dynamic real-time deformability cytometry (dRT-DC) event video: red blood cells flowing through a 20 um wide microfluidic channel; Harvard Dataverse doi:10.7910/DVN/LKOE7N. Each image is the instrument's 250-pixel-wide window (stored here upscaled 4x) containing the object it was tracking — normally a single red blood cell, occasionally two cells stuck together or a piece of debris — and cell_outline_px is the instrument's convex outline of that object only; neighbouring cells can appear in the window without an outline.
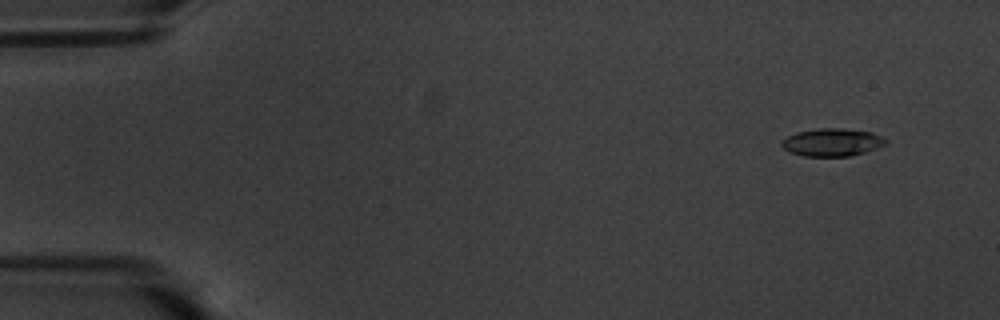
{"species": "common noctule bat (a hibernating species)", "species_latin": "Nyctalus noctula", "temperature_condition": "warm", "stored_images_in_passage": 54, "camera_frame_rate_fps": 3000, "um_per_image_px": 0.085, "animal": {"sex": "male", "body_mass_g": 20.1, "forearm_length_mm": 53.5}, "frame": {"image": 1, "passage_image": 1, "time_ms": 0.0, "image_size_px": [1000, 320], "cell_outline_px": [[888, 140], [884, 144], [876, 148], [864, 152], [848, 156], [804, 156], [792, 152], [784, 148], [780, 144], [780, 140], [796, 132], [820, 128], [840, 128], [872, 132]], "centroid_in_image_um": [70.7, 12.09], "position_along_channel_um": 14.3, "area_um2": 16.65}}
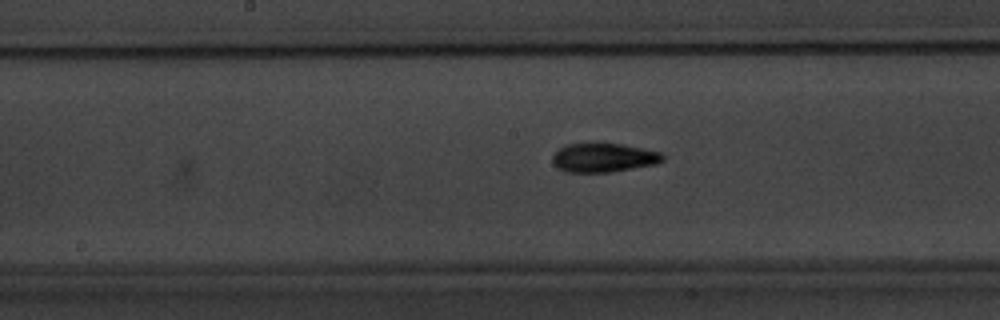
{"frame": {"image": 2, "passage_image": 26, "time_ms": 8.333, "image_size_px": [1000, 320], "cell_outline_px": [[664, 160], [656, 164], [608, 172], [564, 172], [556, 168], [552, 164], [552, 156], [560, 148], [568, 144], [600, 140], [660, 152], [664, 156]], "centroid_in_image_um": [51.24, 13.37], "position_along_channel_um": 197.0, "area_um2": 19.13}}
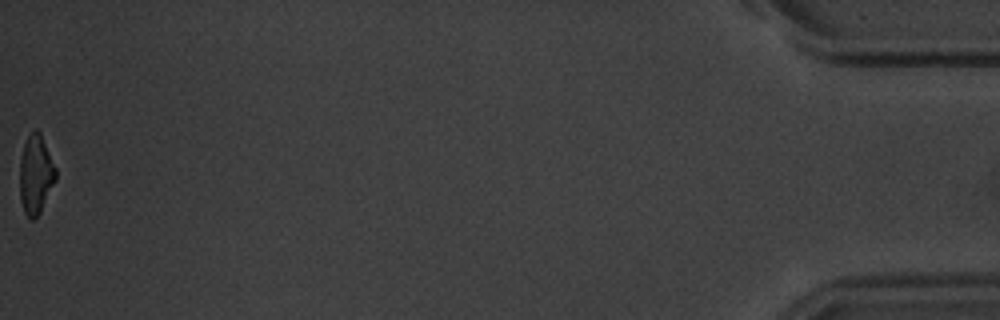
{"frame": {"image": 3, "passage_image": 54, "time_ms": 17.667, "image_size_px": [1000, 320], "cell_outline_px": [[56, 180], [40, 212], [32, 220], [24, 212], [20, 200], [20, 160], [24, 144], [32, 128], [36, 128], [40, 132], [56, 168]], "centroid_in_image_um": [3.04, 14.8], "position_along_channel_um": 432.2, "area_um2": 16.53}, "authors_computed_cell_mechanics": {"area_um2": 17.6868, "velocity_mm_per_s": 3.565, "shape_relaxation_time_tau1_ms": 3.4398, "shape_relaxation_time_tau2_ms": 2.5477, "deformation_change_tau1": 0.1691, "deformation_change_tau2": 0.0907}}